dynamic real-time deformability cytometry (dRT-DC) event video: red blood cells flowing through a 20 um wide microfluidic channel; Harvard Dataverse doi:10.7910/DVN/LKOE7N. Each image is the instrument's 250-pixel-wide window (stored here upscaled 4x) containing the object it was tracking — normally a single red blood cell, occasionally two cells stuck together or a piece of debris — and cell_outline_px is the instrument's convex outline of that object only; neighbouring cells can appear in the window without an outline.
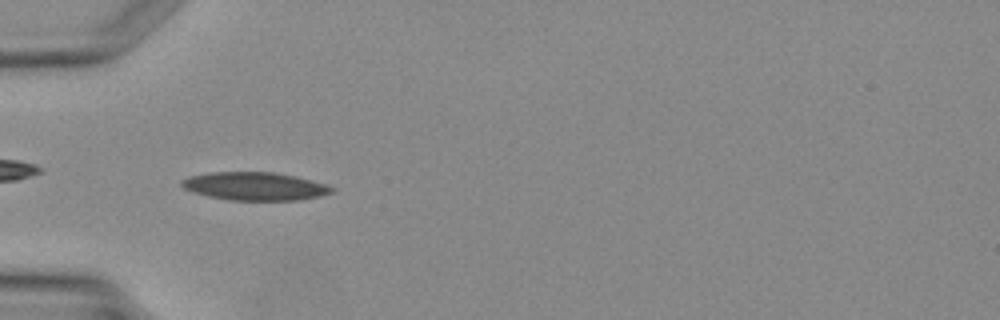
{"species": "Egyptian fruit bat (a non-hibernating species)", "species_latin": "Rousettus aegyptiacus", "temperature_condition": "warm", "stored_images_in_passage": 4, "camera_frame_rate_fps": 3000, "um_per_image_px": 0.085, "animal": {"sex": "female"}, "frame": {"image": 1, "passage_image": 4, "time_ms": 3.333, "image_size_px": [1000, 320], "cell_outline_px": [[336, 188], [332, 192], [320, 196], [300, 200], [228, 200], [208, 196], [192, 192], [184, 188], [180, 184], [180, 180], [188, 176], [208, 172], [272, 172], [296, 176], [312, 180]], "centroid_in_image_um": [21.63, 15.83], "position_along_channel_um": 63.4, "area_um2": 24.74}}